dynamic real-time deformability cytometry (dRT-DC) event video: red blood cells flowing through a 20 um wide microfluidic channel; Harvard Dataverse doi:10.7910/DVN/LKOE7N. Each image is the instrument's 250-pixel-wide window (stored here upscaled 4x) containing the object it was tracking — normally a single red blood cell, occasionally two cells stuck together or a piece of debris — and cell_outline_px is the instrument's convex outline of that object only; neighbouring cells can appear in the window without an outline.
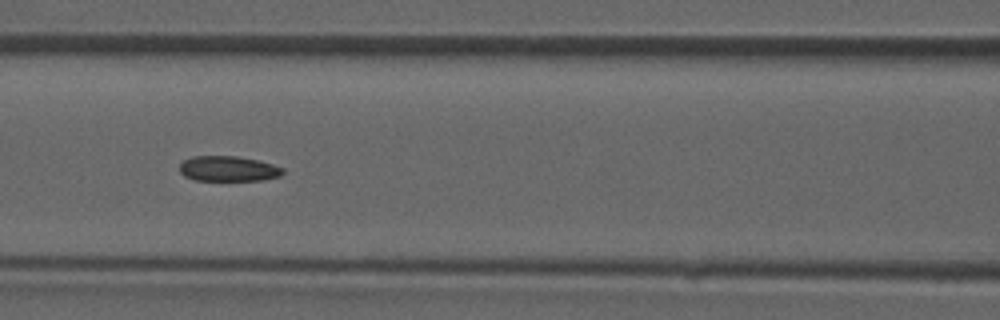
{"species": "common noctule bat (a hibernating species)", "species_latin": "Nyctalus noctula", "temperature_condition": "room temperature", "stored_images_in_passage": 48, "camera_frame_rate_fps": 3000, "um_per_image_px": 0.085, "animal": {"sex": "male", "forearm_length_mm": 52.5}, "frame": {"image": 1, "passage_image": 21, "time_ms": 6.667, "image_size_px": [1000, 320], "cell_outline_px": [[284, 172], [280, 176], [264, 180], [196, 180], [184, 176], [180, 172], [180, 164], [184, 160], [192, 156], [236, 156], [256, 160], [272, 164], [284, 168]], "centroid_in_image_um": [19.4, 14.34], "position_along_channel_um": 147.2, "area_um2": 15.14}}